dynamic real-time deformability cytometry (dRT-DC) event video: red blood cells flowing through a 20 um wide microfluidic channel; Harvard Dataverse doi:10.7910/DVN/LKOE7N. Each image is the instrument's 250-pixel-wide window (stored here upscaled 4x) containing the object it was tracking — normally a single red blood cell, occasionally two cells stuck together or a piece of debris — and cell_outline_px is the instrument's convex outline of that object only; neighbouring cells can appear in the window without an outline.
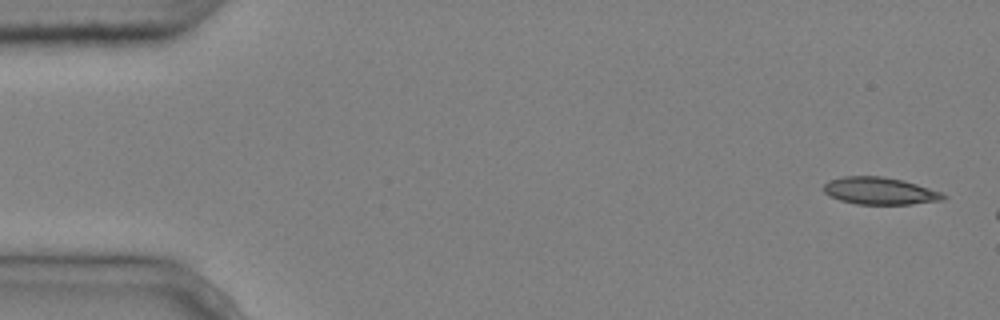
{"species": "common noctule bat (a hibernating species)", "species_latin": "Nyctalus noctula", "temperature_condition": "cold", "stored_images_in_passage": 3, "camera_frame_rate_fps": 3000, "um_per_image_px": 0.085, "animal": {"sex": "male", "body_mass_g": 20.4}, "frame": {"image": 1, "passage_image": 1, "time_ms": 0.0, "image_size_px": [1000, 320], "cell_outline_px": [[948, 196], [944, 200], [912, 204], [856, 204], [840, 200], [824, 192], [824, 184], [828, 180], [844, 176], [880, 176], [904, 180], [940, 192]], "centroid_in_image_um": [74.79, 16.22], "position_along_channel_um": 10.2, "area_um2": 18.9}}